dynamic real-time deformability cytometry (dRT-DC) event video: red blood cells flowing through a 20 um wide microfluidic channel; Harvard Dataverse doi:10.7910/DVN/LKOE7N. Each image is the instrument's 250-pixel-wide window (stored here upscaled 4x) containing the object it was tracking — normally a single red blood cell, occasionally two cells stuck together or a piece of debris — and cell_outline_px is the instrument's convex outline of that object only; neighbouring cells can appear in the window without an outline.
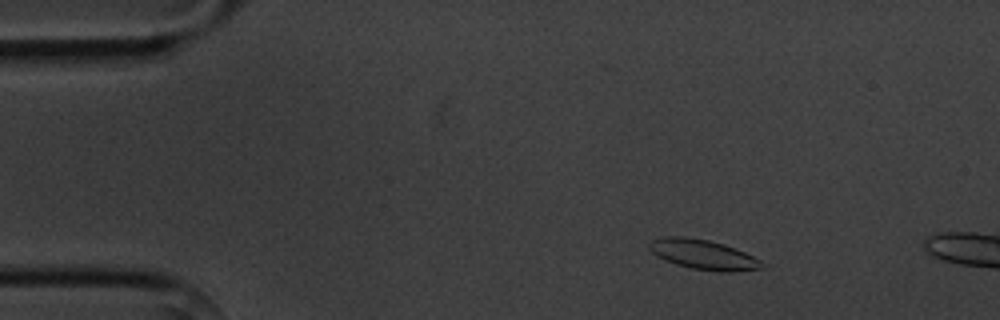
{"species": "common noctule bat (a hibernating species)", "species_latin": "Nyctalus noctula", "temperature_condition": "cold", "stored_images_in_passage": 4, "camera_frame_rate_fps": 3000, "um_per_image_px": 0.085, "animal": {"sex": "male", "body_mass_g": 20.1, "forearm_length_mm": 53.5}, "frame": {"image": 1, "passage_image": 1, "time_ms": 0.0, "image_size_px": [1000, 320], "cell_outline_px": [[764, 268], [732, 272], [716, 272], [692, 268], [676, 264], [652, 252], [648, 248], [648, 244], [652, 240], [660, 236], [684, 236], [708, 240], [724, 244], [744, 252], [760, 260]], "centroid_in_image_um": [59.77, 21.63], "position_along_channel_um": 25.2, "area_um2": 19.42}}